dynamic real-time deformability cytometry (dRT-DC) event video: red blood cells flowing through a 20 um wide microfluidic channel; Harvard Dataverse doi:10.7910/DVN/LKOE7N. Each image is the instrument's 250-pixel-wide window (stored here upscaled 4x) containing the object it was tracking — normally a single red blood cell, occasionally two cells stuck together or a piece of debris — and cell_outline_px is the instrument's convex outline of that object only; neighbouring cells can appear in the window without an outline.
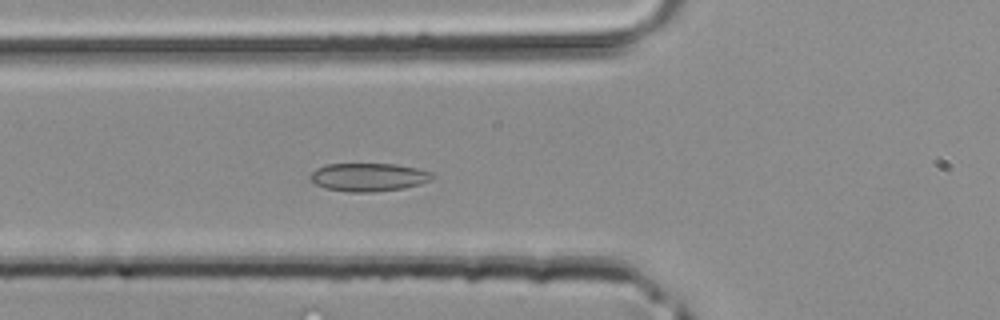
{"species": "common noctule bat (a hibernating species)", "species_latin": "Nyctalus noctula", "temperature_condition": "room temperature", "stored_images_in_passage": 43, "camera_frame_rate_fps": 3000, "um_per_image_px": 0.085, "animal": {"sex": "male", "body_mass_g": 20.4}, "frame": {"image": 1, "passage_image": 15, "time_ms": 4.667, "image_size_px": [1000, 320], "cell_outline_px": [[436, 176], [420, 184], [404, 188], [372, 192], [348, 192], [324, 188], [316, 184], [308, 176], [316, 168], [324, 164], [396, 164], [416, 168], [432, 172]], "centroid_in_image_um": [31.31, 15.05], "position_along_channel_um": 94.5, "area_um2": 20.11}}
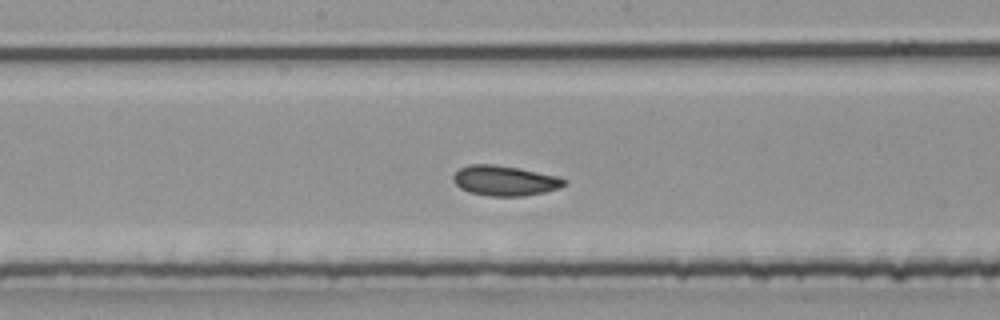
{"frame": {"image": 2, "passage_image": 22, "time_ms": 7.0, "image_size_px": [1000, 320], "cell_outline_px": [[568, 184], [560, 188], [544, 192], [524, 196], [488, 196], [468, 192], [460, 188], [452, 180], [452, 176], [460, 168], [468, 164], [492, 164], [520, 168], [560, 176], [568, 180]], "centroid_in_image_um": [42.94, 15.35], "position_along_channel_um": 205.3, "area_um2": 19.83}}
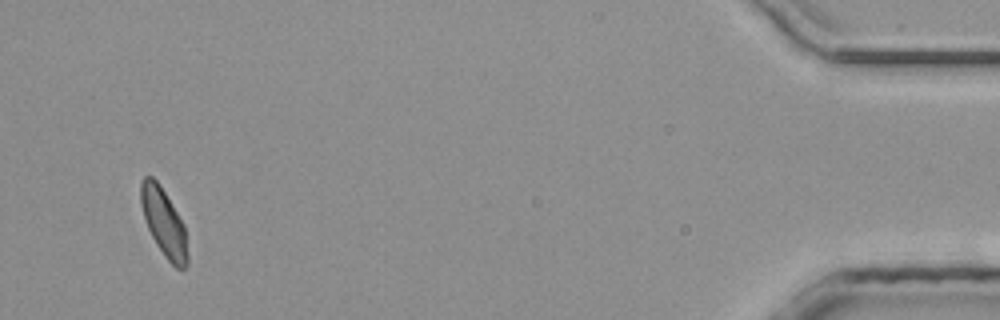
{"frame": {"image": 3, "passage_image": 41, "time_ms": 13.333, "image_size_px": [1000, 320], "cell_outline_px": [[188, 264], [184, 268], [176, 268], [164, 256], [156, 244], [148, 228], [140, 204], [140, 184], [144, 176], [152, 176], [160, 184], [184, 224], [188, 256]], "centroid_in_image_um": [13.92, 18.9], "position_along_channel_um": 421.3, "area_um2": 18.38}}